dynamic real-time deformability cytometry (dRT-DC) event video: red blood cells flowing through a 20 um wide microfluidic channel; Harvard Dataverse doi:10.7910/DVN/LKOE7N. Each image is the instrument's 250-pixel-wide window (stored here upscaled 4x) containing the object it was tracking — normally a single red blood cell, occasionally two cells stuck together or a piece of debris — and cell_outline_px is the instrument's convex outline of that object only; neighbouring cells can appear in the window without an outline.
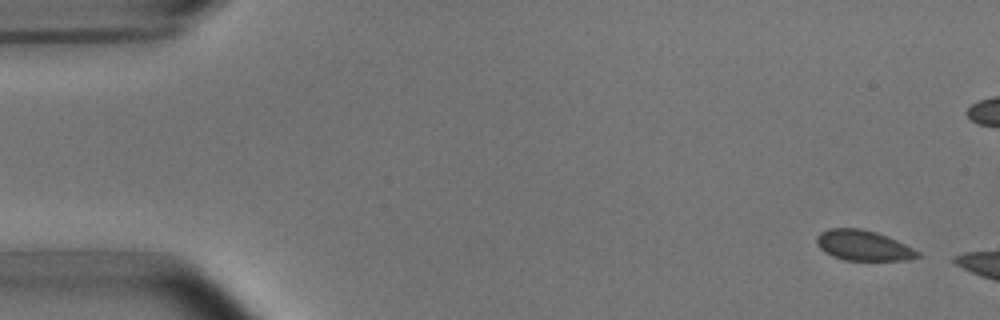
{"species": "common noctule bat (a hibernating species)", "species_latin": "Nyctalus noctula", "temperature_condition": "room temperature", "stored_images_in_passage": 4, "camera_frame_rate_fps": 3000, "um_per_image_px": 0.085, "animal": {"sex": "male", "body_mass_g": 15.6}, "frame": {"image": 1, "passage_image": 1, "time_ms": 0.0, "image_size_px": [1000, 320], "cell_outline_px": [[920, 256], [908, 260], [844, 260], [832, 256], [824, 252], [816, 244], [816, 236], [820, 232], [828, 228], [860, 228], [876, 232], [888, 236], [920, 252]], "centroid_in_image_um": [73.34, 20.86], "position_along_channel_um": 11.7, "area_um2": 17.92}}